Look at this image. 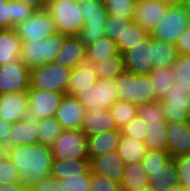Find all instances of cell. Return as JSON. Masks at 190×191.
I'll return each instance as SVG.
<instances>
[{
  "mask_svg": "<svg viewBox=\"0 0 190 191\" xmlns=\"http://www.w3.org/2000/svg\"><path fill=\"white\" fill-rule=\"evenodd\" d=\"M8 158L20 174V182L28 189L50 174L53 154L51 146L36 143L9 147Z\"/></svg>",
  "mask_w": 190,
  "mask_h": 191,
  "instance_id": "6da1fadb",
  "label": "cell"
},
{
  "mask_svg": "<svg viewBox=\"0 0 190 191\" xmlns=\"http://www.w3.org/2000/svg\"><path fill=\"white\" fill-rule=\"evenodd\" d=\"M67 34L56 32L39 41H23L19 60L29 69L55 62L59 51L64 46Z\"/></svg>",
  "mask_w": 190,
  "mask_h": 191,
  "instance_id": "7a4b0ae2",
  "label": "cell"
},
{
  "mask_svg": "<svg viewBox=\"0 0 190 191\" xmlns=\"http://www.w3.org/2000/svg\"><path fill=\"white\" fill-rule=\"evenodd\" d=\"M116 85L120 101L131 102L139 107L157 100L149 75L125 70L116 78Z\"/></svg>",
  "mask_w": 190,
  "mask_h": 191,
  "instance_id": "3957f363",
  "label": "cell"
},
{
  "mask_svg": "<svg viewBox=\"0 0 190 191\" xmlns=\"http://www.w3.org/2000/svg\"><path fill=\"white\" fill-rule=\"evenodd\" d=\"M71 71L55 62L37 66L30 69V87L67 95Z\"/></svg>",
  "mask_w": 190,
  "mask_h": 191,
  "instance_id": "277c9868",
  "label": "cell"
},
{
  "mask_svg": "<svg viewBox=\"0 0 190 191\" xmlns=\"http://www.w3.org/2000/svg\"><path fill=\"white\" fill-rule=\"evenodd\" d=\"M80 10L84 18V26L77 36L85 46H88L105 36L104 26L109 14L101 0L80 2Z\"/></svg>",
  "mask_w": 190,
  "mask_h": 191,
  "instance_id": "5b68a950",
  "label": "cell"
},
{
  "mask_svg": "<svg viewBox=\"0 0 190 191\" xmlns=\"http://www.w3.org/2000/svg\"><path fill=\"white\" fill-rule=\"evenodd\" d=\"M53 17L57 32L77 35L84 26V18L77 0H49L47 8Z\"/></svg>",
  "mask_w": 190,
  "mask_h": 191,
  "instance_id": "8992f818",
  "label": "cell"
},
{
  "mask_svg": "<svg viewBox=\"0 0 190 191\" xmlns=\"http://www.w3.org/2000/svg\"><path fill=\"white\" fill-rule=\"evenodd\" d=\"M74 97L85 110L109 109L119 100L116 79H98L94 85L80 90Z\"/></svg>",
  "mask_w": 190,
  "mask_h": 191,
  "instance_id": "52a82bcc",
  "label": "cell"
},
{
  "mask_svg": "<svg viewBox=\"0 0 190 191\" xmlns=\"http://www.w3.org/2000/svg\"><path fill=\"white\" fill-rule=\"evenodd\" d=\"M54 159L90 160L87 136L81 130H64L52 143Z\"/></svg>",
  "mask_w": 190,
  "mask_h": 191,
  "instance_id": "ba28073f",
  "label": "cell"
},
{
  "mask_svg": "<svg viewBox=\"0 0 190 191\" xmlns=\"http://www.w3.org/2000/svg\"><path fill=\"white\" fill-rule=\"evenodd\" d=\"M190 25V16L182 5L169 6L165 16L149 33L151 37L176 44Z\"/></svg>",
  "mask_w": 190,
  "mask_h": 191,
  "instance_id": "9c48e42d",
  "label": "cell"
},
{
  "mask_svg": "<svg viewBox=\"0 0 190 191\" xmlns=\"http://www.w3.org/2000/svg\"><path fill=\"white\" fill-rule=\"evenodd\" d=\"M164 118L170 122L190 121V83L175 82L161 100Z\"/></svg>",
  "mask_w": 190,
  "mask_h": 191,
  "instance_id": "30bf717a",
  "label": "cell"
},
{
  "mask_svg": "<svg viewBox=\"0 0 190 191\" xmlns=\"http://www.w3.org/2000/svg\"><path fill=\"white\" fill-rule=\"evenodd\" d=\"M14 28L22 42H42L57 32L52 14L48 9L34 11L30 18L18 23Z\"/></svg>",
  "mask_w": 190,
  "mask_h": 191,
  "instance_id": "8fae6325",
  "label": "cell"
},
{
  "mask_svg": "<svg viewBox=\"0 0 190 191\" xmlns=\"http://www.w3.org/2000/svg\"><path fill=\"white\" fill-rule=\"evenodd\" d=\"M27 93L29 100V116L38 120L54 117L65 96L63 93L38 90L31 87Z\"/></svg>",
  "mask_w": 190,
  "mask_h": 191,
  "instance_id": "7c38bea8",
  "label": "cell"
},
{
  "mask_svg": "<svg viewBox=\"0 0 190 191\" xmlns=\"http://www.w3.org/2000/svg\"><path fill=\"white\" fill-rule=\"evenodd\" d=\"M30 88V69L21 60L0 66V95L26 92Z\"/></svg>",
  "mask_w": 190,
  "mask_h": 191,
  "instance_id": "4fadbf2b",
  "label": "cell"
},
{
  "mask_svg": "<svg viewBox=\"0 0 190 191\" xmlns=\"http://www.w3.org/2000/svg\"><path fill=\"white\" fill-rule=\"evenodd\" d=\"M125 70L134 74L149 75L153 68L150 34L140 43L123 53Z\"/></svg>",
  "mask_w": 190,
  "mask_h": 191,
  "instance_id": "5bb4252c",
  "label": "cell"
},
{
  "mask_svg": "<svg viewBox=\"0 0 190 191\" xmlns=\"http://www.w3.org/2000/svg\"><path fill=\"white\" fill-rule=\"evenodd\" d=\"M168 7L162 0H137L133 22L150 33L165 16Z\"/></svg>",
  "mask_w": 190,
  "mask_h": 191,
  "instance_id": "9a60e30c",
  "label": "cell"
},
{
  "mask_svg": "<svg viewBox=\"0 0 190 191\" xmlns=\"http://www.w3.org/2000/svg\"><path fill=\"white\" fill-rule=\"evenodd\" d=\"M29 116V100L26 92H13L0 95V117L16 123Z\"/></svg>",
  "mask_w": 190,
  "mask_h": 191,
  "instance_id": "2e32d148",
  "label": "cell"
},
{
  "mask_svg": "<svg viewBox=\"0 0 190 191\" xmlns=\"http://www.w3.org/2000/svg\"><path fill=\"white\" fill-rule=\"evenodd\" d=\"M167 149L171 158L190 154V123L167 121Z\"/></svg>",
  "mask_w": 190,
  "mask_h": 191,
  "instance_id": "e0dca14e",
  "label": "cell"
},
{
  "mask_svg": "<svg viewBox=\"0 0 190 191\" xmlns=\"http://www.w3.org/2000/svg\"><path fill=\"white\" fill-rule=\"evenodd\" d=\"M125 163L117 151L100 154L90 160L91 172L109 180L121 183Z\"/></svg>",
  "mask_w": 190,
  "mask_h": 191,
  "instance_id": "ac0fdd59",
  "label": "cell"
},
{
  "mask_svg": "<svg viewBox=\"0 0 190 191\" xmlns=\"http://www.w3.org/2000/svg\"><path fill=\"white\" fill-rule=\"evenodd\" d=\"M80 130L87 136L120 130L109 109L85 110Z\"/></svg>",
  "mask_w": 190,
  "mask_h": 191,
  "instance_id": "d6986e66",
  "label": "cell"
},
{
  "mask_svg": "<svg viewBox=\"0 0 190 191\" xmlns=\"http://www.w3.org/2000/svg\"><path fill=\"white\" fill-rule=\"evenodd\" d=\"M85 107L74 97L65 95L56 112V119L65 130H80Z\"/></svg>",
  "mask_w": 190,
  "mask_h": 191,
  "instance_id": "ffe728a7",
  "label": "cell"
},
{
  "mask_svg": "<svg viewBox=\"0 0 190 191\" xmlns=\"http://www.w3.org/2000/svg\"><path fill=\"white\" fill-rule=\"evenodd\" d=\"M86 61V46L77 35H67L63 48L59 51L55 63L74 69Z\"/></svg>",
  "mask_w": 190,
  "mask_h": 191,
  "instance_id": "44dd1931",
  "label": "cell"
},
{
  "mask_svg": "<svg viewBox=\"0 0 190 191\" xmlns=\"http://www.w3.org/2000/svg\"><path fill=\"white\" fill-rule=\"evenodd\" d=\"M98 81L96 64L85 61L72 69L67 95L74 96L80 90H87Z\"/></svg>",
  "mask_w": 190,
  "mask_h": 191,
  "instance_id": "7402d4cb",
  "label": "cell"
},
{
  "mask_svg": "<svg viewBox=\"0 0 190 191\" xmlns=\"http://www.w3.org/2000/svg\"><path fill=\"white\" fill-rule=\"evenodd\" d=\"M38 143V119L27 116L13 124L7 146Z\"/></svg>",
  "mask_w": 190,
  "mask_h": 191,
  "instance_id": "603a6c76",
  "label": "cell"
},
{
  "mask_svg": "<svg viewBox=\"0 0 190 191\" xmlns=\"http://www.w3.org/2000/svg\"><path fill=\"white\" fill-rule=\"evenodd\" d=\"M21 44L15 28L0 30V66L19 61Z\"/></svg>",
  "mask_w": 190,
  "mask_h": 191,
  "instance_id": "cb8c5ba5",
  "label": "cell"
},
{
  "mask_svg": "<svg viewBox=\"0 0 190 191\" xmlns=\"http://www.w3.org/2000/svg\"><path fill=\"white\" fill-rule=\"evenodd\" d=\"M120 136V130H113L87 137L89 159L110 151H116Z\"/></svg>",
  "mask_w": 190,
  "mask_h": 191,
  "instance_id": "d4e9b609",
  "label": "cell"
},
{
  "mask_svg": "<svg viewBox=\"0 0 190 191\" xmlns=\"http://www.w3.org/2000/svg\"><path fill=\"white\" fill-rule=\"evenodd\" d=\"M120 185L122 191H142L150 187L148 175L143 170L142 163L125 165Z\"/></svg>",
  "mask_w": 190,
  "mask_h": 191,
  "instance_id": "484cf974",
  "label": "cell"
},
{
  "mask_svg": "<svg viewBox=\"0 0 190 191\" xmlns=\"http://www.w3.org/2000/svg\"><path fill=\"white\" fill-rule=\"evenodd\" d=\"M116 151L125 165H127L131 163H142L148 149L144 142L121 135Z\"/></svg>",
  "mask_w": 190,
  "mask_h": 191,
  "instance_id": "4316f807",
  "label": "cell"
},
{
  "mask_svg": "<svg viewBox=\"0 0 190 191\" xmlns=\"http://www.w3.org/2000/svg\"><path fill=\"white\" fill-rule=\"evenodd\" d=\"M90 167V160H58L54 159L50 171V176L64 179L66 177L86 174Z\"/></svg>",
  "mask_w": 190,
  "mask_h": 191,
  "instance_id": "83f0119b",
  "label": "cell"
},
{
  "mask_svg": "<svg viewBox=\"0 0 190 191\" xmlns=\"http://www.w3.org/2000/svg\"><path fill=\"white\" fill-rule=\"evenodd\" d=\"M153 68L171 67L178 56L175 44L151 37Z\"/></svg>",
  "mask_w": 190,
  "mask_h": 191,
  "instance_id": "f1b7e54d",
  "label": "cell"
},
{
  "mask_svg": "<svg viewBox=\"0 0 190 191\" xmlns=\"http://www.w3.org/2000/svg\"><path fill=\"white\" fill-rule=\"evenodd\" d=\"M148 132L144 139V144L148 150H162L167 149V120L158 119V121H148Z\"/></svg>",
  "mask_w": 190,
  "mask_h": 191,
  "instance_id": "f546056e",
  "label": "cell"
},
{
  "mask_svg": "<svg viewBox=\"0 0 190 191\" xmlns=\"http://www.w3.org/2000/svg\"><path fill=\"white\" fill-rule=\"evenodd\" d=\"M118 53L116 42L103 36L93 44L86 46V61L97 64Z\"/></svg>",
  "mask_w": 190,
  "mask_h": 191,
  "instance_id": "4dcf8cb0",
  "label": "cell"
},
{
  "mask_svg": "<svg viewBox=\"0 0 190 191\" xmlns=\"http://www.w3.org/2000/svg\"><path fill=\"white\" fill-rule=\"evenodd\" d=\"M157 100H162L173 88L175 79L171 67L155 68L149 74Z\"/></svg>",
  "mask_w": 190,
  "mask_h": 191,
  "instance_id": "1f68e13d",
  "label": "cell"
},
{
  "mask_svg": "<svg viewBox=\"0 0 190 191\" xmlns=\"http://www.w3.org/2000/svg\"><path fill=\"white\" fill-rule=\"evenodd\" d=\"M150 186L156 191L168 190L179 185V172L175 161L172 159L166 167L157 176H148Z\"/></svg>",
  "mask_w": 190,
  "mask_h": 191,
  "instance_id": "d6a6232c",
  "label": "cell"
},
{
  "mask_svg": "<svg viewBox=\"0 0 190 191\" xmlns=\"http://www.w3.org/2000/svg\"><path fill=\"white\" fill-rule=\"evenodd\" d=\"M172 159L167 151L148 150L142 160L143 170L148 176H157L166 170L167 164Z\"/></svg>",
  "mask_w": 190,
  "mask_h": 191,
  "instance_id": "836d02e7",
  "label": "cell"
},
{
  "mask_svg": "<svg viewBox=\"0 0 190 191\" xmlns=\"http://www.w3.org/2000/svg\"><path fill=\"white\" fill-rule=\"evenodd\" d=\"M98 79H116L125 71L123 54H116L96 64Z\"/></svg>",
  "mask_w": 190,
  "mask_h": 191,
  "instance_id": "e575fe53",
  "label": "cell"
},
{
  "mask_svg": "<svg viewBox=\"0 0 190 191\" xmlns=\"http://www.w3.org/2000/svg\"><path fill=\"white\" fill-rule=\"evenodd\" d=\"M56 117L38 120V143L51 146L55 139L64 131Z\"/></svg>",
  "mask_w": 190,
  "mask_h": 191,
  "instance_id": "d590c367",
  "label": "cell"
},
{
  "mask_svg": "<svg viewBox=\"0 0 190 191\" xmlns=\"http://www.w3.org/2000/svg\"><path fill=\"white\" fill-rule=\"evenodd\" d=\"M149 35V32L141 27L139 24L132 22L125 30L122 37L116 42L118 52L123 54L130 48L140 43Z\"/></svg>",
  "mask_w": 190,
  "mask_h": 191,
  "instance_id": "8d00e7d4",
  "label": "cell"
},
{
  "mask_svg": "<svg viewBox=\"0 0 190 191\" xmlns=\"http://www.w3.org/2000/svg\"><path fill=\"white\" fill-rule=\"evenodd\" d=\"M133 22V17L109 15L104 26L105 36L117 42Z\"/></svg>",
  "mask_w": 190,
  "mask_h": 191,
  "instance_id": "74e56055",
  "label": "cell"
},
{
  "mask_svg": "<svg viewBox=\"0 0 190 191\" xmlns=\"http://www.w3.org/2000/svg\"><path fill=\"white\" fill-rule=\"evenodd\" d=\"M109 111L120 129L131 119L137 116L138 106L131 102L118 100L112 107L109 108Z\"/></svg>",
  "mask_w": 190,
  "mask_h": 191,
  "instance_id": "f35d334b",
  "label": "cell"
},
{
  "mask_svg": "<svg viewBox=\"0 0 190 191\" xmlns=\"http://www.w3.org/2000/svg\"><path fill=\"white\" fill-rule=\"evenodd\" d=\"M107 8L109 15L134 17L137 0H101Z\"/></svg>",
  "mask_w": 190,
  "mask_h": 191,
  "instance_id": "ab89813d",
  "label": "cell"
},
{
  "mask_svg": "<svg viewBox=\"0 0 190 191\" xmlns=\"http://www.w3.org/2000/svg\"><path fill=\"white\" fill-rule=\"evenodd\" d=\"M147 122L140 118L138 115L131 119L127 124L120 128L121 135L133 138L144 142L146 134L148 132Z\"/></svg>",
  "mask_w": 190,
  "mask_h": 191,
  "instance_id": "60d3db41",
  "label": "cell"
},
{
  "mask_svg": "<svg viewBox=\"0 0 190 191\" xmlns=\"http://www.w3.org/2000/svg\"><path fill=\"white\" fill-rule=\"evenodd\" d=\"M171 68L175 82L190 83V54L178 55Z\"/></svg>",
  "mask_w": 190,
  "mask_h": 191,
  "instance_id": "b9f144b4",
  "label": "cell"
},
{
  "mask_svg": "<svg viewBox=\"0 0 190 191\" xmlns=\"http://www.w3.org/2000/svg\"><path fill=\"white\" fill-rule=\"evenodd\" d=\"M62 191H90L91 169L83 175L61 179Z\"/></svg>",
  "mask_w": 190,
  "mask_h": 191,
  "instance_id": "7bdbcfd3",
  "label": "cell"
},
{
  "mask_svg": "<svg viewBox=\"0 0 190 191\" xmlns=\"http://www.w3.org/2000/svg\"><path fill=\"white\" fill-rule=\"evenodd\" d=\"M137 115L148 123V121H158L164 119L163 107L161 100L146 103L138 107Z\"/></svg>",
  "mask_w": 190,
  "mask_h": 191,
  "instance_id": "ee69618b",
  "label": "cell"
},
{
  "mask_svg": "<svg viewBox=\"0 0 190 191\" xmlns=\"http://www.w3.org/2000/svg\"><path fill=\"white\" fill-rule=\"evenodd\" d=\"M20 182V174L16 166L7 157L0 161V184Z\"/></svg>",
  "mask_w": 190,
  "mask_h": 191,
  "instance_id": "f6af8a7d",
  "label": "cell"
},
{
  "mask_svg": "<svg viewBox=\"0 0 190 191\" xmlns=\"http://www.w3.org/2000/svg\"><path fill=\"white\" fill-rule=\"evenodd\" d=\"M179 172V185L190 191V154L173 158Z\"/></svg>",
  "mask_w": 190,
  "mask_h": 191,
  "instance_id": "bcb514c9",
  "label": "cell"
},
{
  "mask_svg": "<svg viewBox=\"0 0 190 191\" xmlns=\"http://www.w3.org/2000/svg\"><path fill=\"white\" fill-rule=\"evenodd\" d=\"M90 191H122L120 183L91 172Z\"/></svg>",
  "mask_w": 190,
  "mask_h": 191,
  "instance_id": "7dc6e473",
  "label": "cell"
},
{
  "mask_svg": "<svg viewBox=\"0 0 190 191\" xmlns=\"http://www.w3.org/2000/svg\"><path fill=\"white\" fill-rule=\"evenodd\" d=\"M34 10L18 0H12V28L30 18Z\"/></svg>",
  "mask_w": 190,
  "mask_h": 191,
  "instance_id": "c3c4849f",
  "label": "cell"
},
{
  "mask_svg": "<svg viewBox=\"0 0 190 191\" xmlns=\"http://www.w3.org/2000/svg\"><path fill=\"white\" fill-rule=\"evenodd\" d=\"M29 191H62V182L48 175L29 188Z\"/></svg>",
  "mask_w": 190,
  "mask_h": 191,
  "instance_id": "681fc988",
  "label": "cell"
},
{
  "mask_svg": "<svg viewBox=\"0 0 190 191\" xmlns=\"http://www.w3.org/2000/svg\"><path fill=\"white\" fill-rule=\"evenodd\" d=\"M12 28V0H0V30Z\"/></svg>",
  "mask_w": 190,
  "mask_h": 191,
  "instance_id": "f907efd6",
  "label": "cell"
},
{
  "mask_svg": "<svg viewBox=\"0 0 190 191\" xmlns=\"http://www.w3.org/2000/svg\"><path fill=\"white\" fill-rule=\"evenodd\" d=\"M175 48L178 55L190 54V25L186 28L182 36L177 40Z\"/></svg>",
  "mask_w": 190,
  "mask_h": 191,
  "instance_id": "816d5d0a",
  "label": "cell"
},
{
  "mask_svg": "<svg viewBox=\"0 0 190 191\" xmlns=\"http://www.w3.org/2000/svg\"><path fill=\"white\" fill-rule=\"evenodd\" d=\"M13 123L0 117V143L8 144L10 131L12 130Z\"/></svg>",
  "mask_w": 190,
  "mask_h": 191,
  "instance_id": "f5cc1de1",
  "label": "cell"
},
{
  "mask_svg": "<svg viewBox=\"0 0 190 191\" xmlns=\"http://www.w3.org/2000/svg\"><path fill=\"white\" fill-rule=\"evenodd\" d=\"M32 8L34 11L48 8L49 0H18Z\"/></svg>",
  "mask_w": 190,
  "mask_h": 191,
  "instance_id": "db71d44e",
  "label": "cell"
},
{
  "mask_svg": "<svg viewBox=\"0 0 190 191\" xmlns=\"http://www.w3.org/2000/svg\"><path fill=\"white\" fill-rule=\"evenodd\" d=\"M0 191H29L21 182L0 184Z\"/></svg>",
  "mask_w": 190,
  "mask_h": 191,
  "instance_id": "11a10c76",
  "label": "cell"
},
{
  "mask_svg": "<svg viewBox=\"0 0 190 191\" xmlns=\"http://www.w3.org/2000/svg\"><path fill=\"white\" fill-rule=\"evenodd\" d=\"M8 149L6 144L0 143V161L8 157Z\"/></svg>",
  "mask_w": 190,
  "mask_h": 191,
  "instance_id": "9f6ffc18",
  "label": "cell"
},
{
  "mask_svg": "<svg viewBox=\"0 0 190 191\" xmlns=\"http://www.w3.org/2000/svg\"><path fill=\"white\" fill-rule=\"evenodd\" d=\"M165 4L169 6H174V5H181L183 0H162Z\"/></svg>",
  "mask_w": 190,
  "mask_h": 191,
  "instance_id": "6f0895ef",
  "label": "cell"
},
{
  "mask_svg": "<svg viewBox=\"0 0 190 191\" xmlns=\"http://www.w3.org/2000/svg\"><path fill=\"white\" fill-rule=\"evenodd\" d=\"M190 16V0H183L181 4Z\"/></svg>",
  "mask_w": 190,
  "mask_h": 191,
  "instance_id": "680465c9",
  "label": "cell"
},
{
  "mask_svg": "<svg viewBox=\"0 0 190 191\" xmlns=\"http://www.w3.org/2000/svg\"><path fill=\"white\" fill-rule=\"evenodd\" d=\"M164 191H187V189L181 185H178V186H175V187H172L168 190H164Z\"/></svg>",
  "mask_w": 190,
  "mask_h": 191,
  "instance_id": "91938a15",
  "label": "cell"
},
{
  "mask_svg": "<svg viewBox=\"0 0 190 191\" xmlns=\"http://www.w3.org/2000/svg\"><path fill=\"white\" fill-rule=\"evenodd\" d=\"M142 191H156V190H154V189L150 186V187H148V188L143 189Z\"/></svg>",
  "mask_w": 190,
  "mask_h": 191,
  "instance_id": "94428289",
  "label": "cell"
},
{
  "mask_svg": "<svg viewBox=\"0 0 190 191\" xmlns=\"http://www.w3.org/2000/svg\"><path fill=\"white\" fill-rule=\"evenodd\" d=\"M78 2H93V1H99V0H77Z\"/></svg>",
  "mask_w": 190,
  "mask_h": 191,
  "instance_id": "6125c7cd",
  "label": "cell"
}]
</instances>
